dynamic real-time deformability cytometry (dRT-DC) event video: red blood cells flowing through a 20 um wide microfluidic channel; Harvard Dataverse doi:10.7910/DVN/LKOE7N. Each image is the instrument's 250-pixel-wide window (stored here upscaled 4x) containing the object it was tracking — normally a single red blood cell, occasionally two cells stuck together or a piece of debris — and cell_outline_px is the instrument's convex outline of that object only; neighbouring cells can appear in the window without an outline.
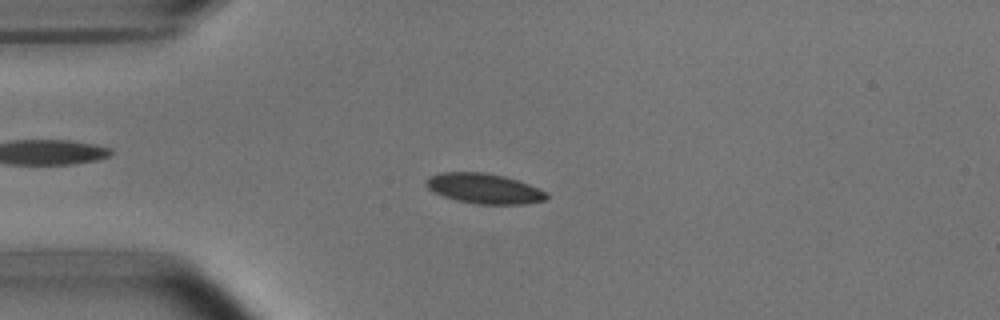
{"species": "common noctule bat (a hibernating species)", "species_latin": "Nyctalus noctula", "temperature_condition": "room temperature", "stored_images_in_passage": 52, "camera_frame_rate_fps": 3000, "um_per_image_px": 0.085, "animal": {"sex": "male", "body_mass_g": 15.6}, "frame": {"image": 1, "passage_image": 12, "time_ms": 3.667, "image_size_px": [1000, 320], "cell_outline_px": [[548, 200], [528, 204], [476, 204], [456, 200], [444, 196], [428, 188], [424, 184], [424, 180], [428, 176], [440, 172], [484, 172], [504, 176], [528, 184], [548, 192]], "centroid_in_image_um": [41.16, 16.02], "position_along_channel_um": 43.8, "area_um2": 21.33}}
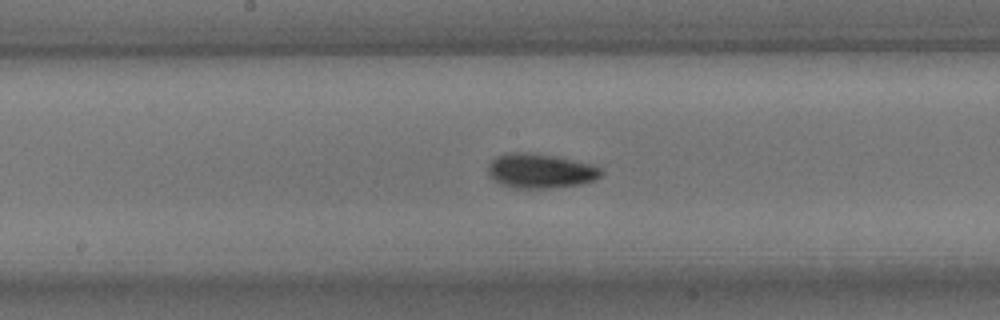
{"frame": {"image": 2, "passage_image": 26, "time_ms": 8.333, "image_size_px": [1000, 320], "cell_outline_px": [[604, 172], [596, 180], [580, 184], [548, 188], [512, 188], [500, 184], [488, 172], [488, 164], [496, 156], [508, 152], [532, 152], [592, 164], [600, 168]], "centroid_in_image_um": [45.93, 14.52], "position_along_channel_um": 202.3, "area_um2": 22.72}}
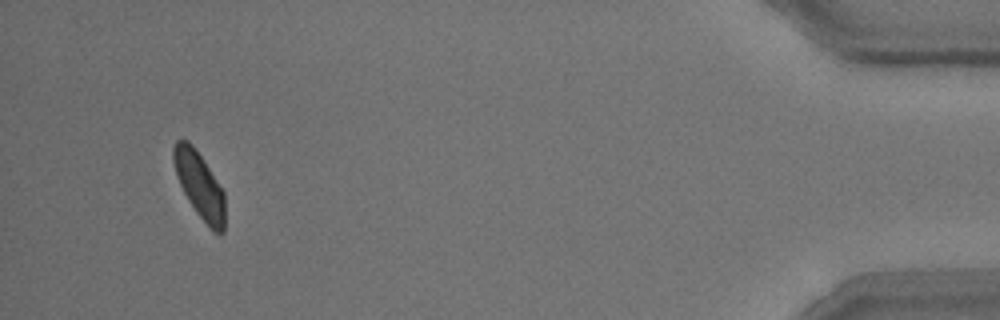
{"frame": {"image": 3, "passage_image": 49, "time_ms": 16.0, "image_size_px": [1000, 320], "cell_outline_px": [[224, 232], [212, 232], [196, 212], [188, 200], [176, 176], [172, 160], [172, 148], [176, 140], [188, 140], [192, 144], [224, 192]], "centroid_in_image_um": [16.93, 15.74], "position_along_channel_um": 418.3, "area_um2": 19.59}, "authors_computed_cell_mechanics": {"area_um2": 20.6924, "velocity_mm_per_s": 3.7838, "shape_relaxation_time_tau1_ms": 3.2245, "shape_relaxation_time_tau2_ms": 2.3942, "deformation_change_tau1": 0.096, "deformation_change_tau2": 0.0564}}